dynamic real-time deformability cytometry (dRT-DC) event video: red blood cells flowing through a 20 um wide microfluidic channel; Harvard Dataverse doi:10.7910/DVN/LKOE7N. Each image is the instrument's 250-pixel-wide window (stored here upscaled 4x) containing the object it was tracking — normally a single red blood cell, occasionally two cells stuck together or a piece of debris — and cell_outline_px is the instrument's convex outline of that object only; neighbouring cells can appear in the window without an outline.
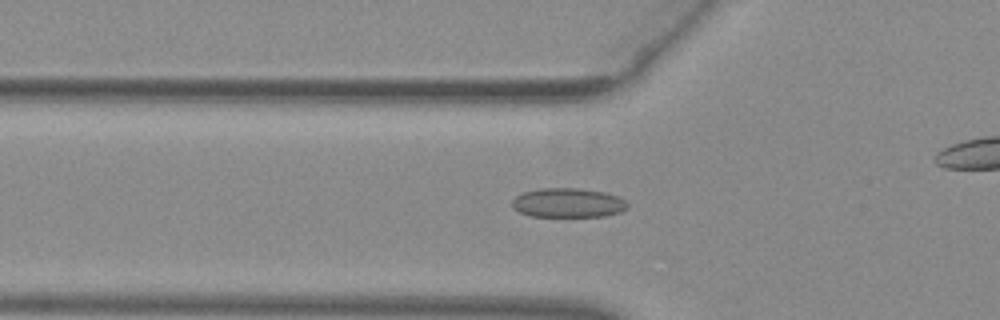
{"species": "common noctule bat (a hibernating species)", "species_latin": "Nyctalus noctula", "temperature_condition": "warm", "stored_images_in_passage": 44, "camera_frame_rate_fps": 3000, "um_per_image_px": 0.085, "animal": {"sex": "female", "body_mass_g": 29.2, "forearm_length_mm": 56.3}, "frame": {"image": 1, "passage_image": 19, "time_ms": 6.0, "image_size_px": [1000, 320], "cell_outline_px": [[628, 208], [620, 212], [604, 216], [532, 216], [520, 212], [512, 208], [512, 200], [516, 196], [524, 192], [540, 188], [580, 188], [604, 192], [616, 196], [624, 200], [628, 204]], "centroid_in_image_um": [48.27, 17.23], "position_along_channel_um": 77.5, "area_um2": 19.65}}
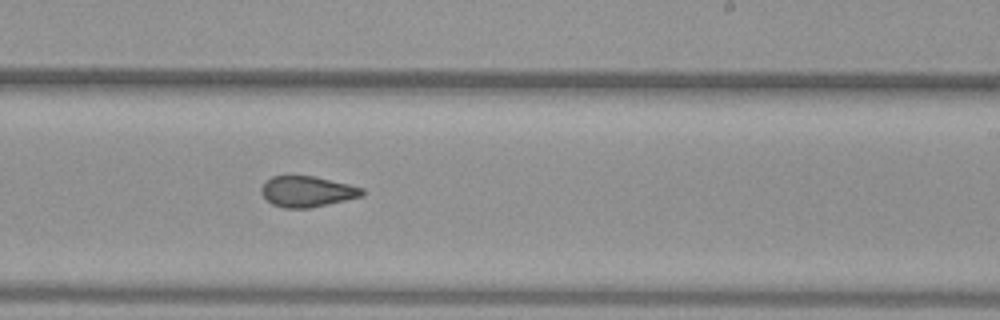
{"frame": {"image": 2, "passage_image": 33, "time_ms": 10.667, "image_size_px": [1000, 320], "cell_outline_px": [[364, 196], [328, 204], [308, 208], [284, 208], [272, 204], [260, 192], [260, 188], [272, 176], [312, 176], [348, 184], [364, 188]], "centroid_in_image_um": [26.12, 16.29], "position_along_channel_um": 262.9, "area_um2": 17.92}}
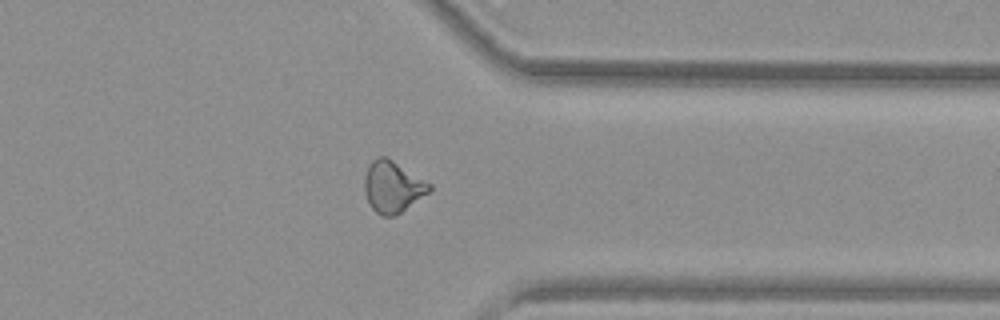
{"frame": {"image": 3, "passage_image": 42, "time_ms": 13.667, "image_size_px": [1000, 320], "cell_outline_px": [[432, 188], [428, 192], [400, 212], [392, 216], [380, 216], [372, 208], [364, 192], [364, 176], [372, 160], [376, 156], [388, 156], [432, 184]], "centroid_in_image_um": [33.36, 15.84], "position_along_channel_um": 378.0, "area_um2": 19.42}}